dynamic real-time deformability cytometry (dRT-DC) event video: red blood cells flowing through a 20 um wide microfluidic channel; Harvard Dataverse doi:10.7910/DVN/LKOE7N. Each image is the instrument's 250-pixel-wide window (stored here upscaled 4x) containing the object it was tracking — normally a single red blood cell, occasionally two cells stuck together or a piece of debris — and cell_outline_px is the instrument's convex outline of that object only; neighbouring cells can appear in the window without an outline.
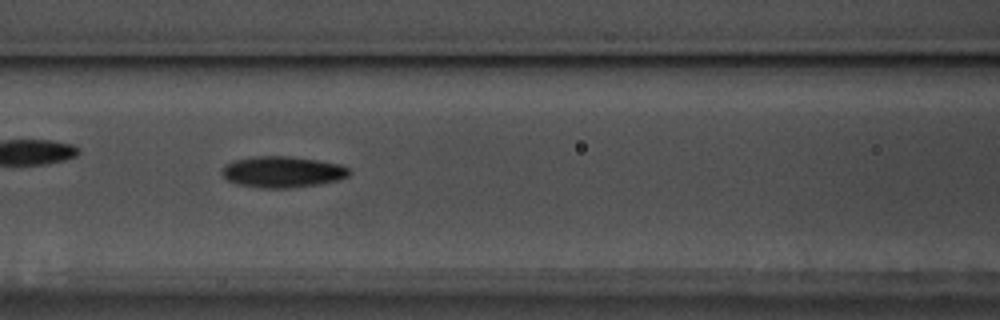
{"species": "common noctule bat (a hibernating species)", "species_latin": "Nyctalus noctula", "temperature_condition": "warm", "stored_images_in_passage": 57, "camera_frame_rate_fps": 3000, "um_per_image_px": 0.085, "animal": {"sex": "male", "body_mass_g": 17.5, "forearm_length_mm": 52.3}, "frame": {"image": 1, "passage_image": 25, "time_ms": 8.0, "image_size_px": [1000, 320], "cell_outline_px": [[352, 172], [348, 176], [340, 180], [320, 184], [292, 188], [260, 188], [236, 184], [228, 180], [220, 172], [228, 164], [236, 160], [260, 156], [288, 156], [316, 160], [340, 164], [348, 168]], "centroid_in_image_um": [24.06, 14.63], "position_along_channel_um": 142.5, "area_um2": 23.06}}
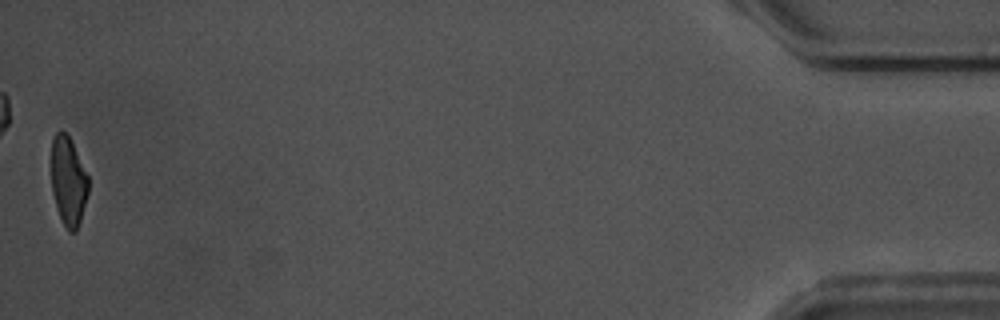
{"frame": {"image": 2, "passage_image": 57, "time_ms": 18.667, "image_size_px": [1000, 320], "cell_outline_px": [[88, 192], [80, 220], [76, 232], [68, 232], [60, 216], [52, 192], [52, 136], [60, 128], [68, 136], [88, 176]], "centroid_in_image_um": [5.8, 15.39], "position_along_channel_um": 429.4, "area_um2": 18.79}, "authors_computed_cell_mechanics": {"area_um2": 21.6172, "velocity_mm_per_s": 3.5577, "shape_relaxation_time_tau1_ms": 4.8535, "shape_relaxation_time_tau2_ms": 3.5417, "deformation_change_tau1": 0.1618, "deformation_change_tau2": 0.1081}}